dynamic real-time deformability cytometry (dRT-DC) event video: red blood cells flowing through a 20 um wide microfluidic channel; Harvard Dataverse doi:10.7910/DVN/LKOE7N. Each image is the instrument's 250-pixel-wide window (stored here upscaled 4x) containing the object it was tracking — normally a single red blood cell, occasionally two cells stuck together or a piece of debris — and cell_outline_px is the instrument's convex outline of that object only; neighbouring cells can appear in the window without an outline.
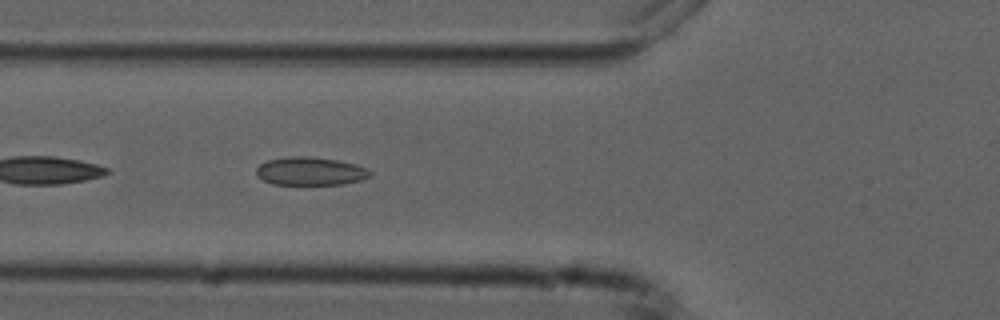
{"species": "common noctule bat (a hibernating species)", "species_latin": "Nyctalus noctula", "temperature_condition": "cold", "stored_images_in_passage": 5, "camera_frame_rate_fps": 3000, "um_per_image_px": 0.085, "animal": {"sex": "male", "forearm_length_mm": 52.5}, "frame": {"image": 1, "passage_image": 5, "time_ms": 4.667, "image_size_px": [1000, 320], "cell_outline_px": [[372, 176], [360, 180], [344, 184], [272, 184], [256, 176], [256, 168], [260, 164], [268, 160], [288, 156], [308, 156], [336, 160], [356, 164], [368, 168], [372, 172]], "centroid_in_image_um": [26.39, 14.55], "position_along_channel_um": 99.4, "area_um2": 18.79}}